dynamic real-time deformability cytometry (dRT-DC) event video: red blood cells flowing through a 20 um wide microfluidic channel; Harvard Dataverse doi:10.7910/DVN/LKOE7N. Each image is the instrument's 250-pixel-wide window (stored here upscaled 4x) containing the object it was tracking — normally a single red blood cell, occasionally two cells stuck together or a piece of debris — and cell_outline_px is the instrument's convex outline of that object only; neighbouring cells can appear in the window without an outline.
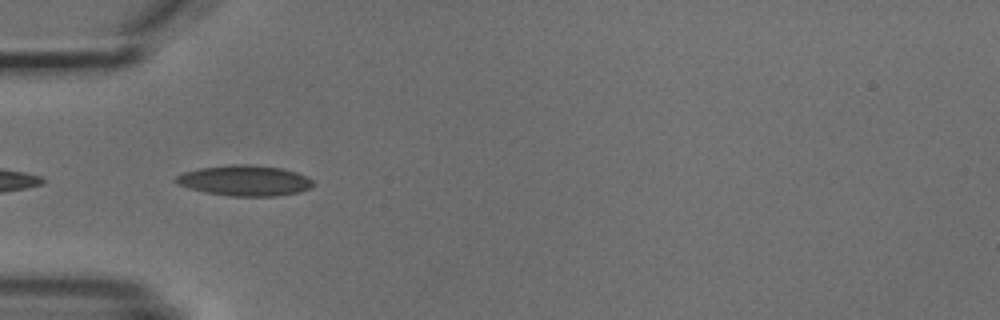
{"species": "common noctule bat (a hibernating species)", "species_latin": "Nyctalus noctula", "temperature_condition": "cold", "stored_images_in_passage": 7, "camera_frame_rate_fps": 3000, "um_per_image_px": 0.085, "animal": {"sex": "male", "body_mass_g": 18.8}, "frame": {"image": 1, "passage_image": 5, "time_ms": 5.333, "image_size_px": [1000, 320], "cell_outline_px": [[316, 184], [312, 188], [300, 192], [276, 196], [228, 196], [204, 192], [188, 188], [176, 184], [172, 180], [176, 176], [184, 172], [200, 168], [232, 164], [248, 164], [284, 168], [308, 176]], "centroid_in_image_um": [20.82, 15.35], "position_along_channel_um": 64.2, "area_um2": 24.85}}
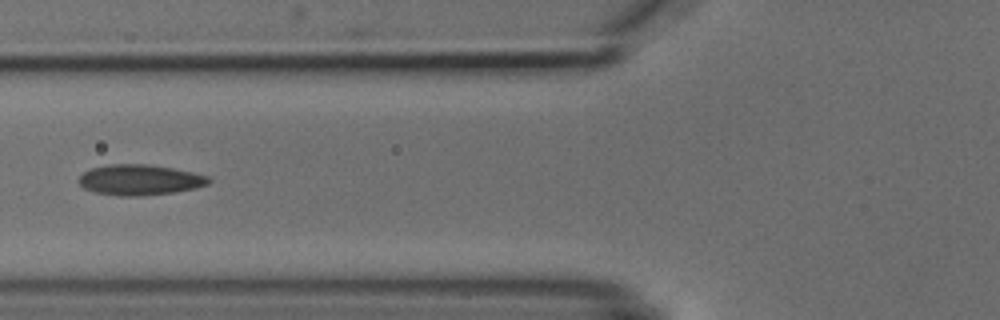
{"frame": {"image": 2, "passage_image": 6, "time_ms": 6.667, "image_size_px": [1000, 320], "cell_outline_px": [[212, 180], [208, 184], [196, 188], [172, 192], [140, 196], [120, 196], [96, 192], [84, 188], [80, 184], [80, 176], [84, 172], [92, 168], [108, 164], [148, 164], [172, 168], [192, 172], [208, 176]], "centroid_in_image_um": [11.9, 15.28], "position_along_channel_um": 113.9, "area_um2": 22.95}}
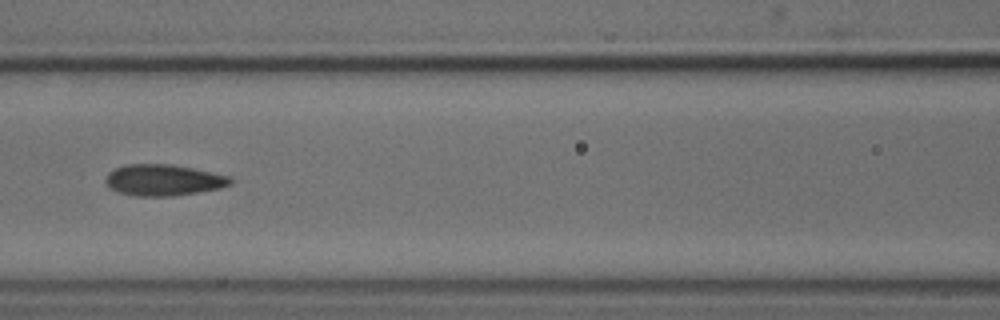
{"frame": {"image": 3, "passage_image": 7, "time_ms": 7.667, "image_size_px": [1000, 320], "cell_outline_px": [[232, 184], [220, 188], [172, 196], [136, 196], [120, 192], [108, 188], [104, 180], [108, 172], [124, 164], [172, 164], [232, 176]], "centroid_in_image_um": [13.88, 15.3], "position_along_channel_um": 152.7, "area_um2": 22.83}}